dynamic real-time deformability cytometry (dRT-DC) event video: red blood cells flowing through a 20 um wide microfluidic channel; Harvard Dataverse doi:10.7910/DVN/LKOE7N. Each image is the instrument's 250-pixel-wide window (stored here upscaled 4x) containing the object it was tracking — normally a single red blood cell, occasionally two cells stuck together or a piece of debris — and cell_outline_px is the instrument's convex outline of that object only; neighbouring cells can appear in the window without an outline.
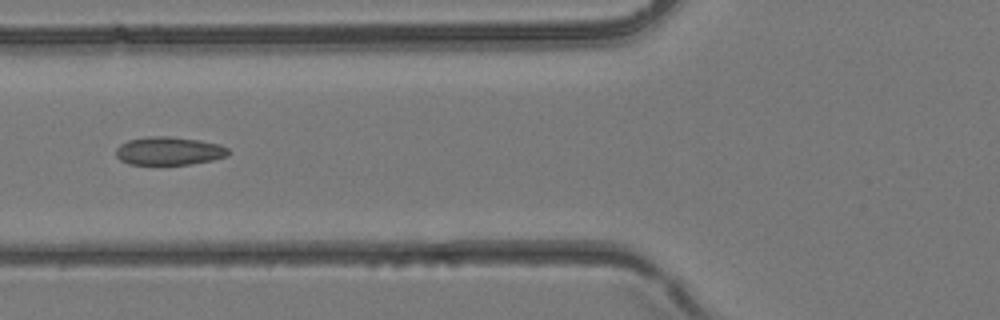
{"species": "common noctule bat (a hibernating species)", "species_latin": "Nyctalus noctula", "temperature_condition": "room temperature", "stored_images_in_passage": 2, "camera_frame_rate_fps": 3000, "um_per_image_px": 0.085, "animal": {"sex": "female", "body_mass_g": 24.6, "forearm_length_mm": 56.2}, "frame": {"image": 1, "passage_image": 2, "time_ms": 0.333, "image_size_px": [1000, 320], "cell_outline_px": [[228, 156], [212, 160], [188, 164], [128, 164], [120, 160], [116, 156], [116, 148], [120, 144], [128, 140], [148, 136], [168, 136], [200, 140], [220, 144], [228, 148]], "centroid_in_image_um": [14.35, 12.82], "position_along_channel_um": 111.5, "area_um2": 18.5}}